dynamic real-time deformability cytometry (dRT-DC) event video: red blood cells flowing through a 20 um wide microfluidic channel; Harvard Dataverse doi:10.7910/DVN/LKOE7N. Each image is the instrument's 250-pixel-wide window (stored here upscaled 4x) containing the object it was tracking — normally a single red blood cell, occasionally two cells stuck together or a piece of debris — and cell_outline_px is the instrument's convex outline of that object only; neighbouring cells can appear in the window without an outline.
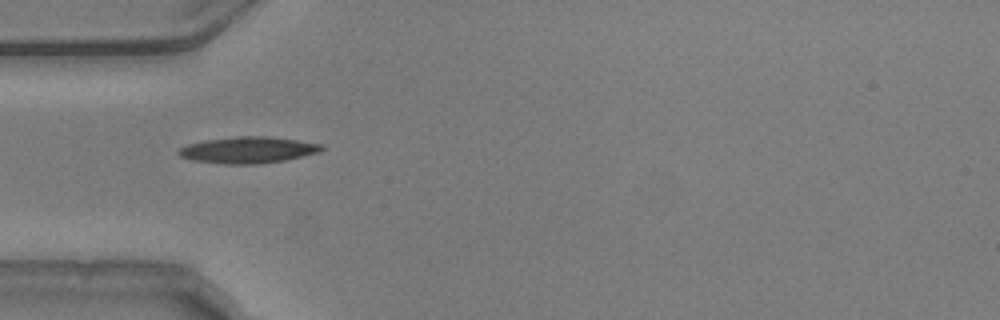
{"species": "common noctule bat (a hibernating species)", "species_latin": "Nyctalus noctula", "temperature_condition": "warm", "stored_images_in_passage": 38, "camera_frame_rate_fps": 3000, "um_per_image_px": 0.085, "animal": {"sex": "male", "body_mass_g": 20.5, "forearm_length_mm": 52.5}, "frame": {"image": 1, "passage_image": 1, "time_ms": 0.0, "image_size_px": [1000, 320], "cell_outline_px": [[324, 148], [320, 152], [284, 160], [256, 164], [224, 164], [192, 160], [180, 156], [176, 152], [180, 148], [188, 144], [204, 140], [236, 136], [268, 136], [324, 144]], "centroid_in_image_um": [21.08, 12.74], "position_along_channel_um": 63.9, "area_um2": 22.02}}
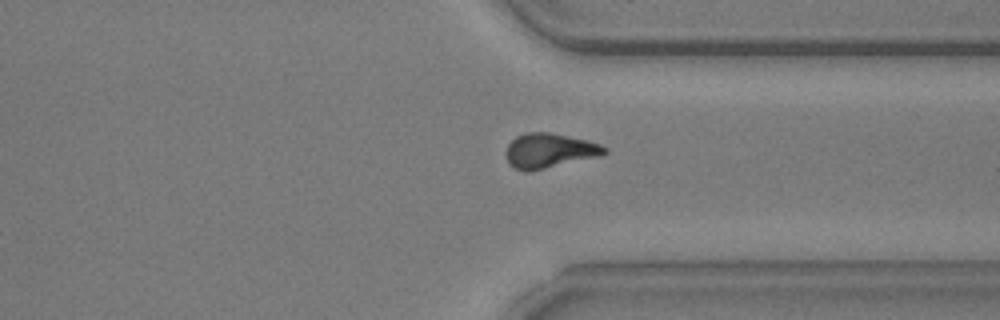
{"frame": {"image": 2, "passage_image": 25, "time_ms": 8.0, "image_size_px": [1000, 320], "cell_outline_px": [[608, 152], [600, 156], [528, 172], [512, 168], [508, 164], [508, 144], [516, 136], [524, 132], [548, 132], [588, 140], [600, 144], [608, 148]], "centroid_in_image_um": [46.72, 12.81], "position_along_channel_um": 364.7, "area_um2": 19.88}}
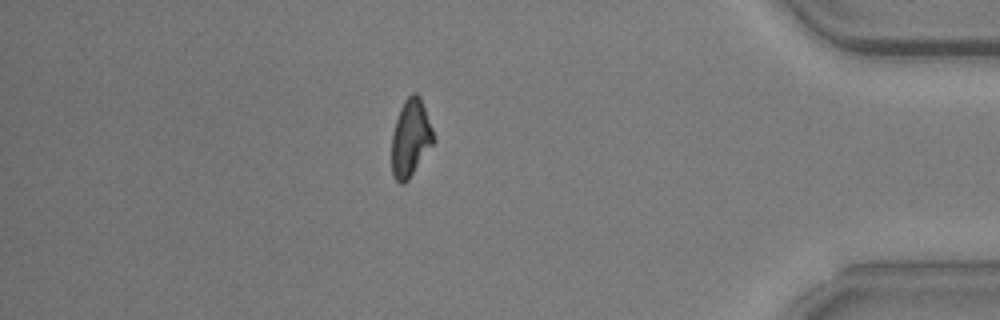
{"frame": {"image": 3, "passage_image": 31, "time_ms": 10.0, "image_size_px": [1000, 320], "cell_outline_px": [[436, 140], [408, 180], [404, 184], [400, 184], [392, 176], [392, 136], [396, 120], [400, 108], [404, 100], [412, 92], [416, 92], [420, 96], [432, 128]], "centroid_in_image_um": [34.9, 11.74], "position_along_channel_um": 400.3, "area_um2": 18.84}, "authors_computed_cell_mechanics": {"area_um2": 19.4786, "velocity_mm_per_s": 3.7733, "shape_relaxation_time_tau1_ms": 4.676, "shape_relaxation_time_tau2_ms": 5.4955, "deformation_change_tau1": 0.174, "deformation_change_tau2": 0.1491}}